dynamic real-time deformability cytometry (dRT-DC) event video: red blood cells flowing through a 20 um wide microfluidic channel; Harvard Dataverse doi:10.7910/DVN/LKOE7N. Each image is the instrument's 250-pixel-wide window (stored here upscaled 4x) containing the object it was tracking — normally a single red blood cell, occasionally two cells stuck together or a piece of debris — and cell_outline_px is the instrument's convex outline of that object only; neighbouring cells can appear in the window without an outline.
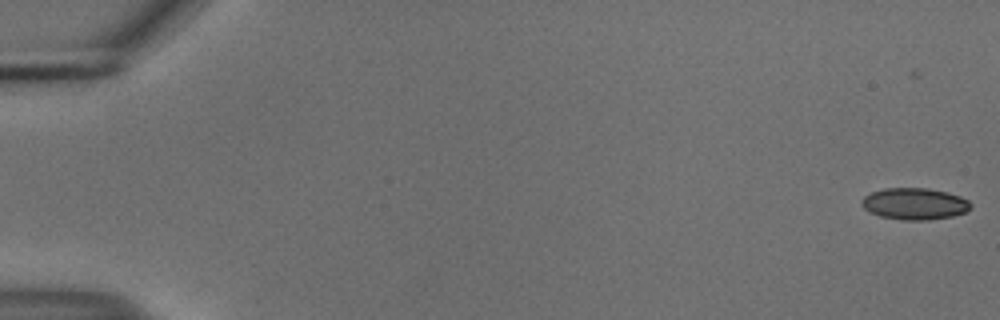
{"species": "common noctule bat (a hibernating species)", "species_latin": "Nyctalus noctula", "temperature_condition": "cold", "stored_images_in_passage": 57, "camera_frame_rate_fps": 3000, "um_per_image_px": 0.085, "animal": {"sex": "male", "body_mass_g": 18.8}, "frame": {"image": 1, "passage_image": 2, "time_ms": 0.333, "image_size_px": [1000, 320], "cell_outline_px": [[972, 208], [964, 212], [952, 216], [928, 220], [904, 220], [880, 216], [864, 208], [860, 200], [864, 196], [872, 192], [884, 188], [928, 188], [948, 192], [960, 196], [968, 200], [972, 204]], "centroid_in_image_um": [77.76, 17.31], "position_along_channel_um": 7.2, "area_um2": 20.11}}
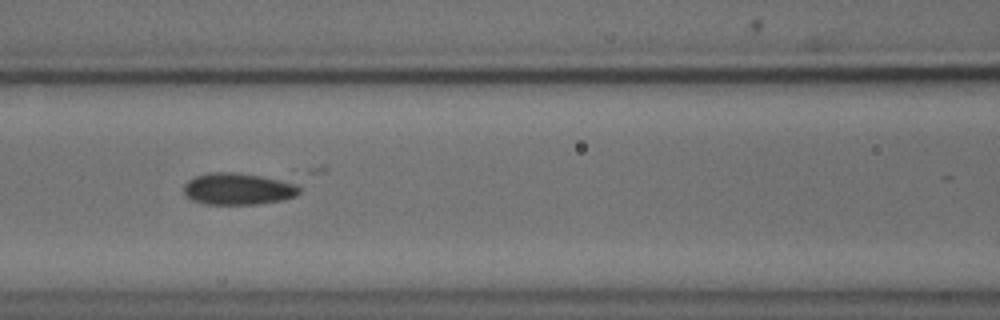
{"frame": {"image": 2, "passage_image": 26, "time_ms": 8.333, "image_size_px": [1000, 320], "cell_outline_px": [[300, 192], [296, 196], [284, 200], [260, 204], [204, 204], [192, 200], [184, 192], [184, 184], [188, 180], [196, 176], [208, 172], [236, 172], [300, 180]], "centroid_in_image_um": [20.39, 16.03], "position_along_channel_um": 146.2, "area_um2": 22.37}}
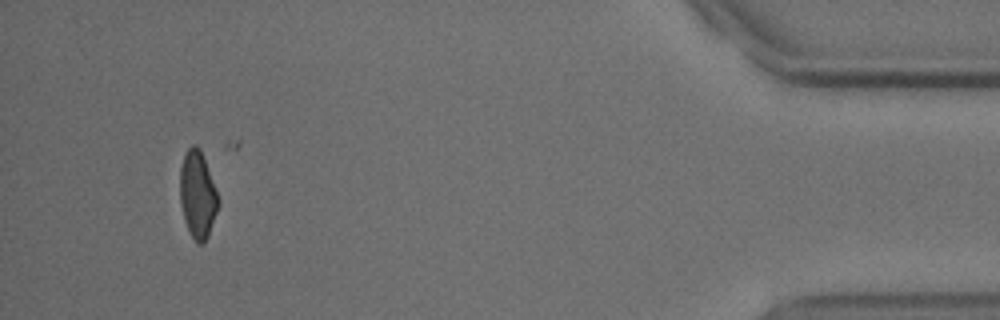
{"frame": {"image": 3, "passage_image": 53, "time_ms": 17.333, "image_size_px": [1000, 320], "cell_outline_px": [[220, 204], [208, 236], [204, 244], [196, 244], [184, 220], [180, 204], [180, 168], [184, 152], [192, 144], [196, 144], [200, 148], [220, 200]], "centroid_in_image_um": [16.79, 16.54], "position_along_channel_um": 418.4, "area_um2": 19.65}, "authors_computed_cell_mechanics": {"area_um2": 20.519, "velocity_mm_per_s": 3.7354, "shape_relaxation_time_tau1_ms": 8.7891, "shape_relaxation_time_tau2_ms": 8.7343, "deformation_change_tau1": 0.1327, "deformation_change_tau2": 0.1128}}